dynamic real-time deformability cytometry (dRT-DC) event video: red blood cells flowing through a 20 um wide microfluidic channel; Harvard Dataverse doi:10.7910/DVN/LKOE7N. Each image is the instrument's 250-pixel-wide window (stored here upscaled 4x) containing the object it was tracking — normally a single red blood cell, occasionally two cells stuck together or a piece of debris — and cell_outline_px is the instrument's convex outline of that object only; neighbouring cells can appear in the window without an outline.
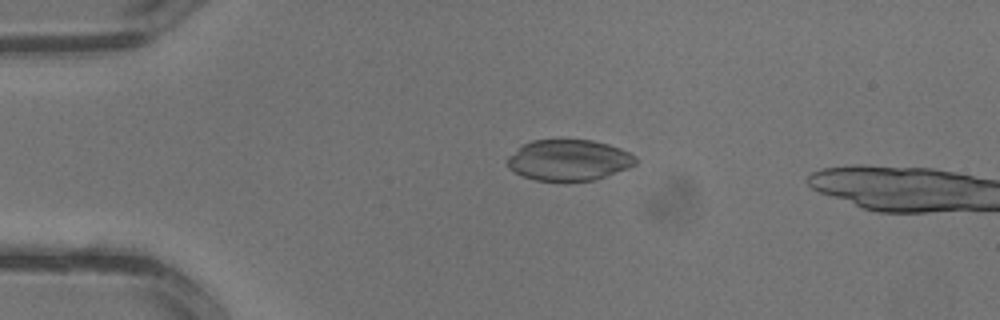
{"species": "common noctule bat (a hibernating species)", "species_latin": "Nyctalus noctula", "temperature_condition": "warm", "stored_images_in_passage": 2, "camera_frame_rate_fps": 3000, "um_per_image_px": 0.085, "animal": {"sex": "male", "body_mass_g": 13.3}, "frame": {"image": 1, "passage_image": 1, "time_ms": 0.0, "image_size_px": [1000, 320], "cell_outline_px": [[636, 164], [628, 168], [592, 180], [568, 184], [564, 184], [536, 180], [524, 176], [508, 168], [508, 156], [524, 144], [532, 140], [592, 140], [608, 144], [620, 148], [636, 156]], "centroid_in_image_um": [48.35, 13.65], "position_along_channel_um": 36.7, "area_um2": 30.98}}